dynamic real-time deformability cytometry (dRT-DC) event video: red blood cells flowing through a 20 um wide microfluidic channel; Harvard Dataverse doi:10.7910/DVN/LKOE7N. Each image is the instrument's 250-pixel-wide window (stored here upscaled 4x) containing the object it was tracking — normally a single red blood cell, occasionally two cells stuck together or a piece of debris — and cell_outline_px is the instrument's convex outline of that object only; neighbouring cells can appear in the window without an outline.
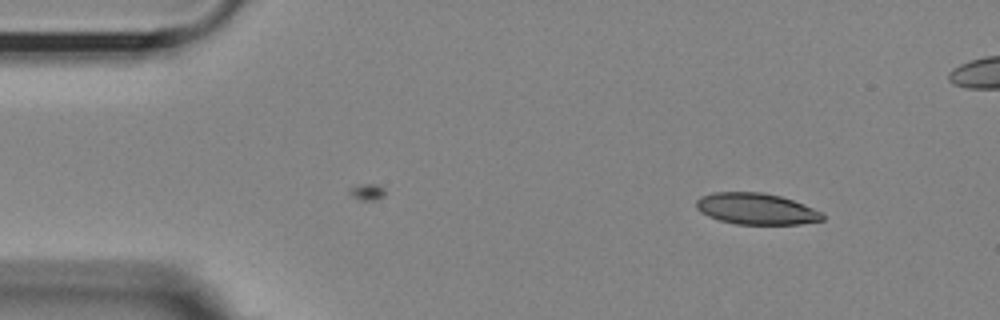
{"species": "Egyptian fruit bat (a non-hibernating species)", "species_latin": "Rousettus aegyptiacus", "temperature_condition": "room temperature", "stored_images_in_passage": 43, "camera_frame_rate_fps": 3000, "um_per_image_px": 0.085, "animal": {"sex": "female"}, "frame": {"image": 1, "passage_image": 1, "time_ms": 0.0, "image_size_px": [1000, 320], "cell_outline_px": [[824, 220], [800, 224], [736, 224], [720, 220], [708, 216], [700, 212], [696, 208], [696, 200], [700, 196], [712, 192], [764, 192], [780, 196], [804, 204], [824, 212]], "centroid_in_image_um": [64.28, 17.74], "position_along_channel_um": 20.7, "area_um2": 23.24}}
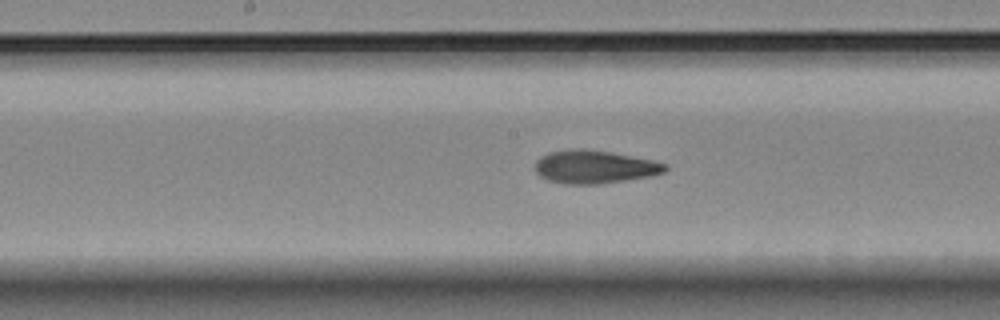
{"frame": {"image": 2, "passage_image": 22, "time_ms": 7.0, "image_size_px": [1000, 320], "cell_outline_px": [[668, 168], [664, 172], [648, 176], [600, 184], [564, 184], [548, 180], [540, 176], [536, 172], [536, 160], [540, 156], [548, 152], [576, 148], [588, 148], [612, 152], [652, 160], [668, 164]], "centroid_in_image_um": [50.51, 14.17], "position_along_channel_um": 197.7, "area_um2": 25.2}}
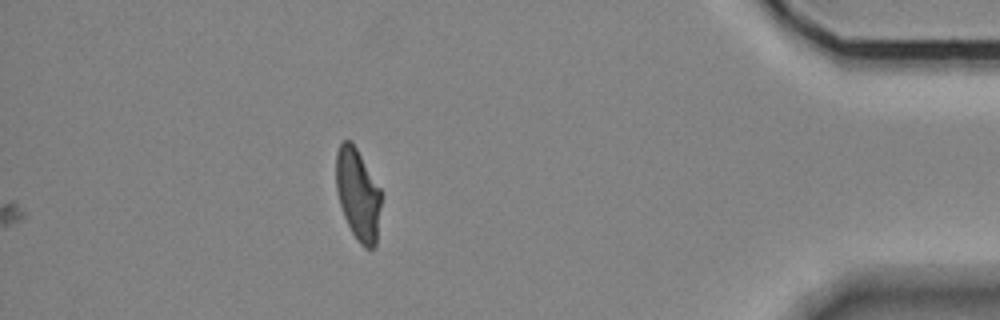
{"frame": {"image": 3, "passage_image": 43, "time_ms": 14.0, "image_size_px": [1000, 320], "cell_outline_px": [[380, 208], [376, 244], [372, 248], [364, 248], [360, 244], [352, 232], [344, 216], [340, 204], [336, 188], [336, 152], [340, 144], [344, 140], [352, 140], [380, 188]], "centroid_in_image_um": [30.41, 16.5], "position_along_channel_um": 404.8, "area_um2": 23.87}, "authors_computed_cell_mechanics": {"area_um2": 24.565, "velocity_mm_per_s": 3.6253, "shape_relaxation_time_tau1_ms": null, "shape_relaxation_time_tau2_ms": 2.6163, "deformation_change_tau1": null, "deformation_change_tau2": 0.1019}}